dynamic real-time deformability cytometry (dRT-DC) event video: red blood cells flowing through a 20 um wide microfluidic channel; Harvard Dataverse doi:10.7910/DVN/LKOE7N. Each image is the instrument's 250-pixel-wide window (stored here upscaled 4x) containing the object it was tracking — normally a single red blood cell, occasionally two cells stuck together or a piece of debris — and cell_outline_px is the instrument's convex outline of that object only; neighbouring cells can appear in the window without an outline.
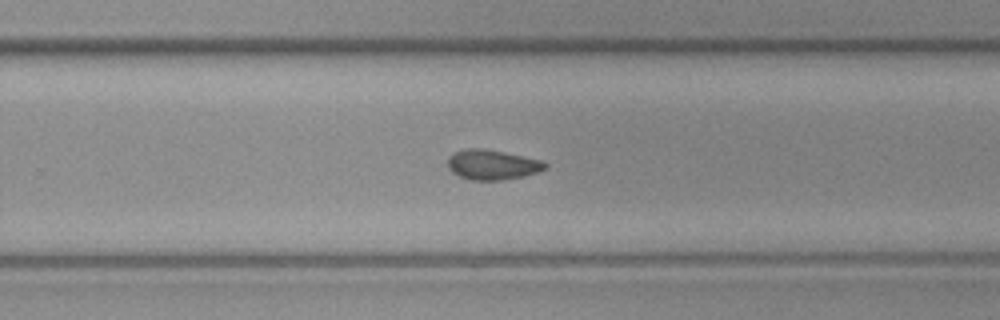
{"species": "common noctule bat (a hibernating species)", "species_latin": "Nyctalus noctula", "temperature_condition": "cold", "stored_images_in_passage": 7, "camera_frame_rate_fps": 3000, "um_per_image_px": 0.085, "animal": {"sex": "female", "body_mass_g": 19.3, "forearm_length_mm": 54.1}, "frame": {"image": 1, "passage_image": 7, "time_ms": 2.0, "image_size_px": [1000, 320], "cell_outline_px": [[548, 168], [524, 176], [500, 180], [472, 180], [460, 176], [452, 172], [448, 168], [448, 156], [452, 152], [464, 148], [480, 148], [504, 152], [544, 160], [548, 164]], "centroid_in_image_um": [41.84, 13.98], "position_along_channel_um": 288.0, "area_um2": 17.17}}